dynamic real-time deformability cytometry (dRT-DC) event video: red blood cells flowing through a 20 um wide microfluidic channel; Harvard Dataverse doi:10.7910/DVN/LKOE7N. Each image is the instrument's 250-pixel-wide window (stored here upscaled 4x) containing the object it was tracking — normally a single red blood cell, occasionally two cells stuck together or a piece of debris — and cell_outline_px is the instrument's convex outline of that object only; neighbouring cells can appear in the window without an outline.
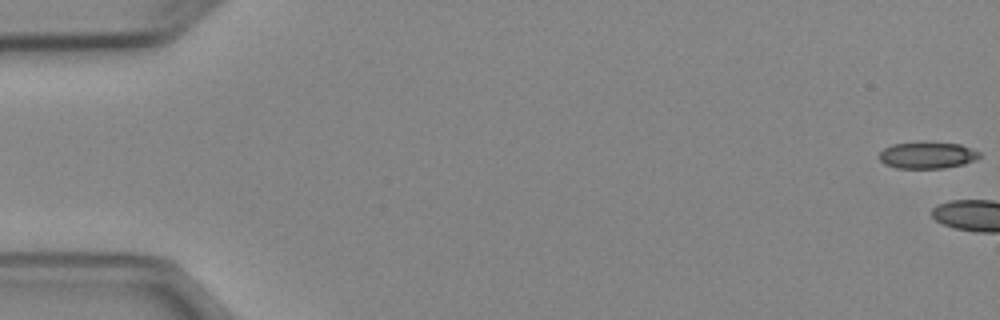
{"species": "Egyptian fruit bat (a non-hibernating species)", "species_latin": "Rousettus aegyptiacus", "temperature_condition": "cold", "stored_images_in_passage": 4, "camera_frame_rate_fps": 3000, "um_per_image_px": 0.085, "animal": {"sex": "female"}, "frame": {"image": 1, "passage_image": 1, "time_ms": 0.0, "image_size_px": [1000, 320], "cell_outline_px": [[980, 156], [976, 160], [964, 164], [944, 168], [896, 168], [884, 164], [880, 160], [880, 152], [884, 148], [892, 144], [920, 140], [924, 140], [960, 144], [972, 148], [980, 152]], "centroid_in_image_um": [78.83, 13.16], "position_along_channel_um": 6.2, "area_um2": 16.13}}